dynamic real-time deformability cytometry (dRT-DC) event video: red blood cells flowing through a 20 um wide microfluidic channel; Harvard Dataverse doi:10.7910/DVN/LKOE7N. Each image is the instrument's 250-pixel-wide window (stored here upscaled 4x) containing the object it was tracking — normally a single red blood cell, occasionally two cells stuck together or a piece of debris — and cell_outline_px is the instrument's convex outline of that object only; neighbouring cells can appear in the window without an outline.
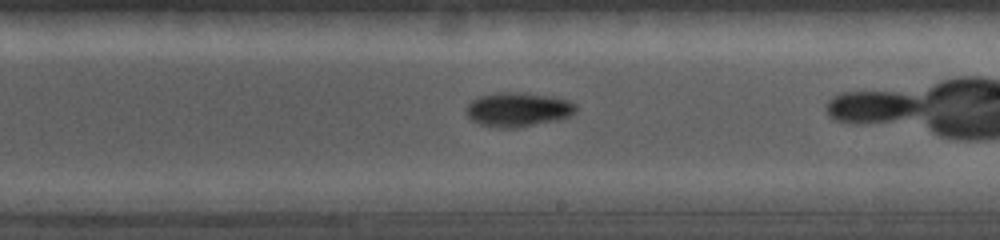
{"species": "common noctule bat (a hibernating species)", "species_latin": "Nyctalus noctula", "temperature_condition": "cold", "stored_images_in_passage": 20, "camera_frame_rate_fps": 5000, "um_per_image_px": 0.085, "animal": {"sex": "female", "body_mass_g": 19.0, "forearm_length_mm": 56.7}, "frame": {"image": 1, "passage_image": 11, "time_ms": 4.0, "image_size_px": [1000, 240], "cell_outline_px": [[576, 112], [560, 120], [520, 128], [500, 128], [480, 124], [472, 120], [468, 116], [464, 108], [476, 96], [496, 92], [508, 92], [544, 96], [568, 100], [576, 104]], "centroid_in_image_um": [43.99, 9.33], "position_along_channel_um": 245.0, "area_um2": 21.91}}
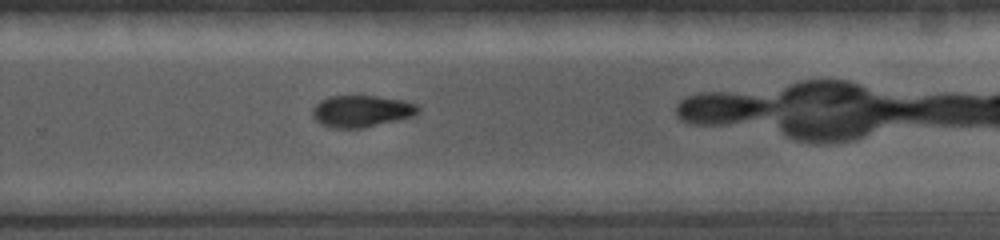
{"frame": {"image": 2, "passage_image": 14, "time_ms": 5.2, "image_size_px": [1000, 240], "cell_outline_px": [[420, 112], [412, 116], [400, 120], [364, 128], [332, 128], [320, 124], [312, 116], [312, 108], [320, 100], [328, 96], [376, 96], [404, 100], [416, 104], [420, 108]], "centroid_in_image_um": [30.73, 9.45], "position_along_channel_um": 299.1, "area_um2": 19.83}}
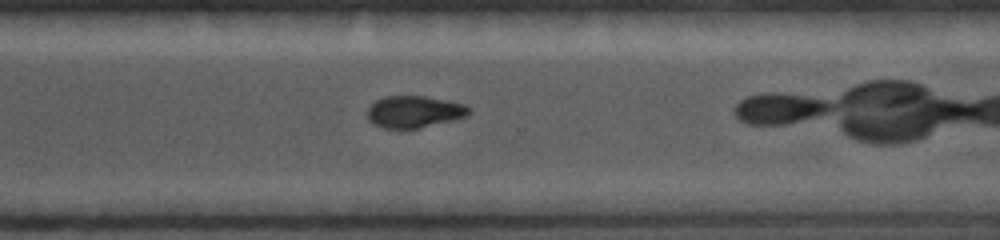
{"frame": {"image": 3, "passage_image": 16, "time_ms": 6.0, "image_size_px": [1000, 240], "cell_outline_px": [[472, 112], [468, 116], [420, 128], [400, 132], [384, 128], [368, 120], [368, 108], [376, 100], [384, 96], [424, 96], [448, 100], [464, 104], [472, 108]], "centroid_in_image_um": [35.23, 9.53], "position_along_channel_um": 335.4, "area_um2": 19.42}}